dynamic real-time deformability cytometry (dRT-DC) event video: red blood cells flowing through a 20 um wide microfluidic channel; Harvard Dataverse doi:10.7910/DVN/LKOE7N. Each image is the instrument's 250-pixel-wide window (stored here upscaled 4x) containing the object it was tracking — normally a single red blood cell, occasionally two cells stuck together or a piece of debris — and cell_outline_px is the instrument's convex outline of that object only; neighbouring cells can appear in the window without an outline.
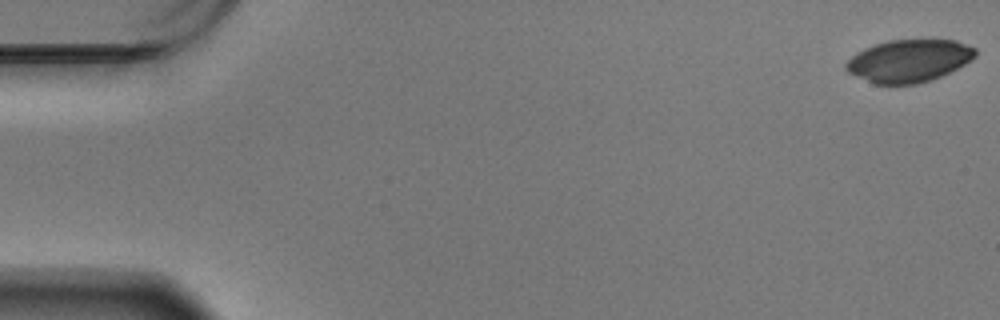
{"species": "Egyptian fruit bat (a non-hibernating species)", "species_latin": "Rousettus aegyptiacus", "temperature_condition": "warm", "stored_images_in_passage": 59, "camera_frame_rate_fps": 3000, "um_per_image_px": 0.085, "animal": {"sex": "male"}, "frame": {"image": 1, "passage_image": 1, "time_ms": 0.0, "image_size_px": [1000, 320], "cell_outline_px": [[976, 56], [972, 60], [932, 80], [916, 84], [872, 84], [848, 72], [844, 68], [844, 64], [852, 56], [876, 44], [888, 40], [956, 40], [976, 48]], "centroid_in_image_um": [77.26, 5.18], "position_along_channel_um": 7.7, "area_um2": 31.85}}
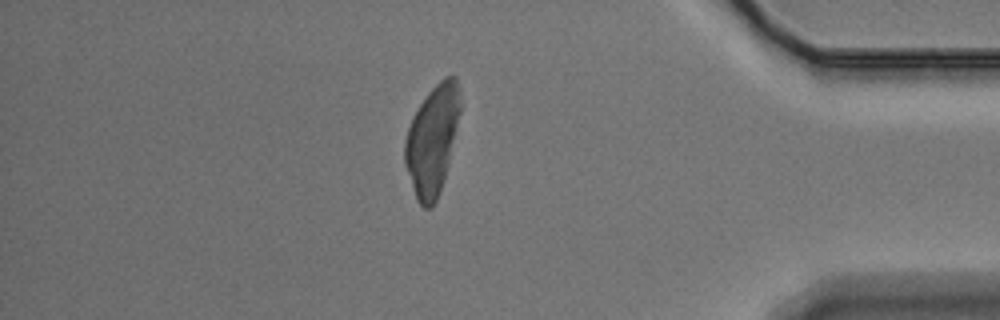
{"frame": {"image": 2, "passage_image": 51, "time_ms": 16.667, "image_size_px": [1000, 320], "cell_outline_px": [[460, 112], [448, 164], [436, 200], [432, 208], [424, 208], [416, 200], [404, 164], [404, 140], [412, 116], [428, 92], [444, 76], [456, 76], [460, 96]], "centroid_in_image_um": [36.72, 11.89], "position_along_channel_um": 398.5, "area_um2": 35.03}}
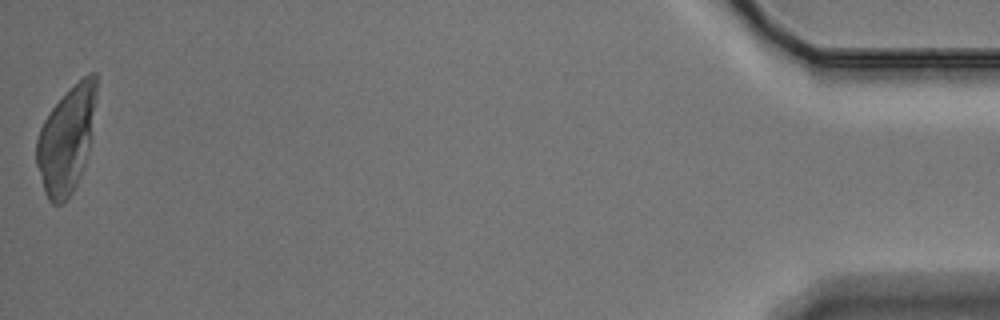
{"frame": {"image": 3, "passage_image": 59, "time_ms": 19.333, "image_size_px": [1000, 320], "cell_outline_px": [[96, 92], [92, 136], [88, 152], [80, 176], [72, 192], [60, 204], [52, 204], [48, 200], [44, 192], [36, 164], [36, 140], [40, 128], [44, 120], [52, 108], [88, 72], [96, 72]], "centroid_in_image_um": [5.64, 11.9], "position_along_channel_um": 429.6, "area_um2": 36.7}}